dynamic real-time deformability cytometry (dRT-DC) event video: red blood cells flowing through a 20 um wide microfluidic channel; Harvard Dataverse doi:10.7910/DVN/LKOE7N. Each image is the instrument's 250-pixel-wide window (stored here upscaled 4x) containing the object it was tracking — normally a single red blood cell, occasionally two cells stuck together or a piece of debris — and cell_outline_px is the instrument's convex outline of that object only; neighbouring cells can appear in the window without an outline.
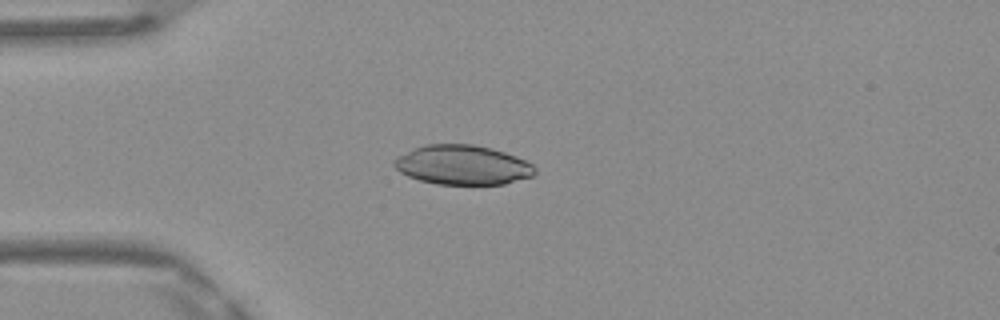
{"species": "Egyptian fruit bat (a non-hibernating species)", "species_latin": "Rousettus aegyptiacus", "temperature_condition": "warm", "stored_images_in_passage": 37, "camera_frame_rate_fps": 3000, "um_per_image_px": 0.085, "frame": {"image": 1, "passage_image": 1, "time_ms": 0.0, "image_size_px": [1000, 320], "cell_outline_px": [[536, 172], [532, 176], [504, 184], [436, 184], [420, 180], [408, 176], [400, 172], [392, 164], [392, 160], [424, 144], [472, 144], [504, 152], [516, 156], [532, 164], [536, 168]], "centroid_in_image_um": [39.32, 14.03], "position_along_channel_um": 45.7, "area_um2": 32.14}}
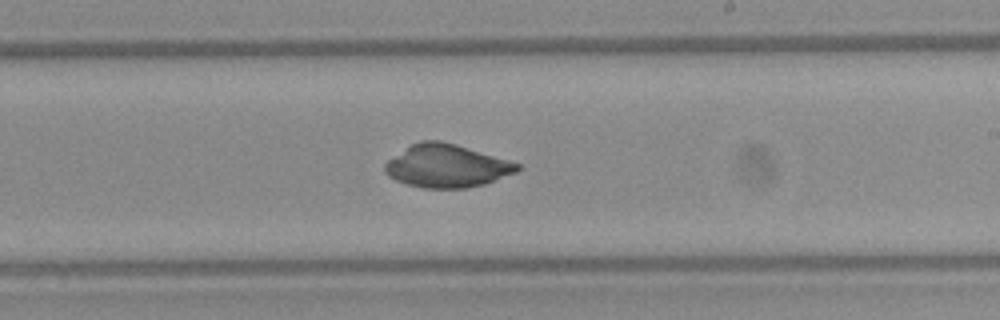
{"frame": {"image": 2, "passage_image": 17, "time_ms": 5.333, "image_size_px": [1000, 320], "cell_outline_px": [[520, 168], [516, 172], [484, 184], [468, 188], [424, 188], [408, 184], [396, 180], [388, 176], [384, 172], [384, 164], [388, 160], [412, 144], [420, 140], [440, 140], [456, 144], [508, 160], [520, 164]], "centroid_in_image_um": [37.95, 14.11], "position_along_channel_um": 251.0, "area_um2": 32.89}}
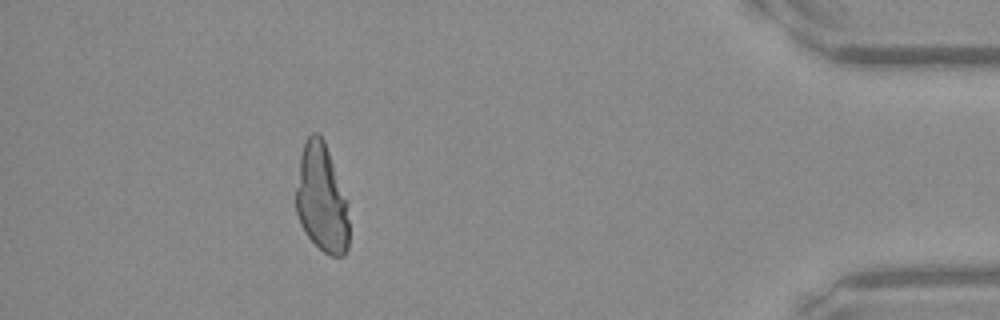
{"frame": {"image": 3, "passage_image": 32, "time_ms": 10.333, "image_size_px": [1000, 320], "cell_outline_px": [[348, 248], [344, 256], [332, 256], [324, 252], [304, 232], [300, 224], [296, 212], [296, 188], [300, 156], [304, 140], [312, 132], [316, 132], [324, 140], [344, 200], [348, 220]], "centroid_in_image_um": [27.28, 16.9], "position_along_channel_um": 407.9, "area_um2": 32.6}}